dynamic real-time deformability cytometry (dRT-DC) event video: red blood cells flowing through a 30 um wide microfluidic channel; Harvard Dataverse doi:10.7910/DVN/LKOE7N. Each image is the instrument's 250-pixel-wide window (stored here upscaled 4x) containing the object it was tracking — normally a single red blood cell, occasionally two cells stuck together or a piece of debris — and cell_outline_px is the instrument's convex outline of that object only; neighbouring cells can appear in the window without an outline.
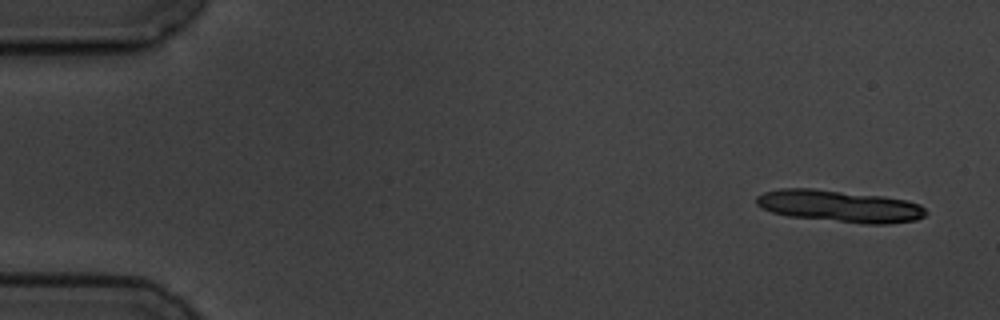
{"species": "common noctule bat (a hibernating species)", "species_latin": "Nyctalus noctula", "temperature_condition": "cold", "stored_images_in_passage": 5, "camera_frame_rate_fps": 3000, "um_per_image_px": 0.085, "animal": {"sex": "male", "body_mass_g": 19.5, "forearm_length_mm": 54.6}, "frame": {"image": 1, "passage_image": 1, "time_ms": 0.0, "image_size_px": [1000, 320], "cell_outline_px": [[928, 212], [924, 216], [916, 220], [888, 224], [864, 224], [788, 216], [772, 212], [760, 208], [756, 204], [756, 196], [764, 192], [780, 188], [812, 188], [884, 196], [908, 200], [920, 204]], "centroid_in_image_um": [71.37, 17.52], "position_along_channel_um": 13.6, "area_um2": 31.85}}